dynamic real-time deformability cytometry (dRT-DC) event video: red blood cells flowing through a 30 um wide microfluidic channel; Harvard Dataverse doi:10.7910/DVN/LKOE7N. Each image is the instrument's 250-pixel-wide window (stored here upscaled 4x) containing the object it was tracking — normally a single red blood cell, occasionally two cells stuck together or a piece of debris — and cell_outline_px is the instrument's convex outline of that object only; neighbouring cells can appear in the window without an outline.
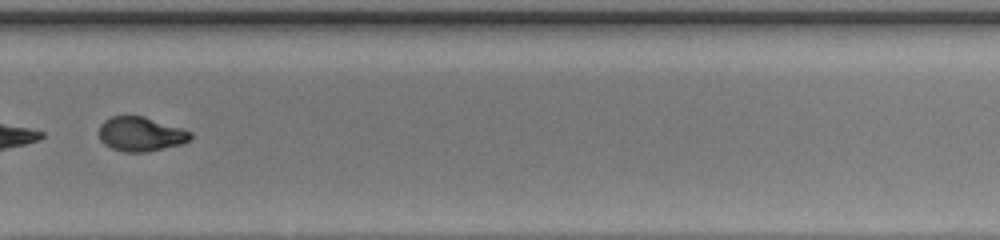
{"species": "common noctule bat (a hibernating species)", "species_latin": "Nyctalus noctula", "temperature_condition": "warm", "stored_images_in_passage": 34, "camera_frame_rate_fps": 3000, "um_per_image_px": 0.085, "animal": {"sex": "female", "body_mass_g": 20.0, "forearm_length_mm": 54.0}, "frame": {"image": 1, "passage_image": 20, "time_ms": 6.333, "image_size_px": [1000, 240], "cell_outline_px": [[192, 140], [184, 144], [148, 152], [124, 152], [112, 148], [104, 144], [100, 140], [100, 124], [104, 120], [112, 116], [144, 116], [184, 128], [192, 132]], "centroid_in_image_um": [12.02, 11.4], "position_along_channel_um": 317.8, "area_um2": 18.67}, "authors_computed_cell_mechanics": {"area_um2": 19.1896, "velocity_mm_per_s": 4.1571, "shape_relaxation_time_tau1_ms": 10.8618, "shape_relaxation_time_tau2_ms": 1.8395, "deformation_change_tau1": 0.3617, "deformation_change_tau2": 0.0608}}